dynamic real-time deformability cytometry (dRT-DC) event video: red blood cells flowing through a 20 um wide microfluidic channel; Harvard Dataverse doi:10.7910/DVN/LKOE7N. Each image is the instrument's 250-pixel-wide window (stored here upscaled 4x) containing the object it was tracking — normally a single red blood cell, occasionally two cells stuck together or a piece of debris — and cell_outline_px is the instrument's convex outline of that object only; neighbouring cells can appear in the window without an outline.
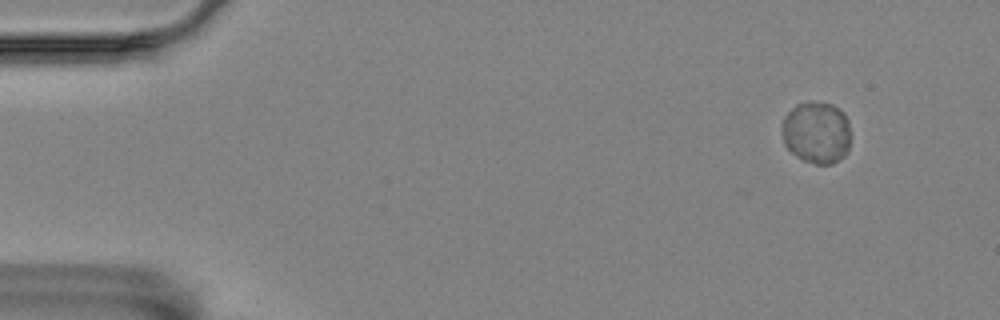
{"species": "Egyptian fruit bat (a non-hibernating species)", "species_latin": "Rousettus aegyptiacus", "temperature_condition": "room temperature", "stored_images_in_passage": 5, "camera_frame_rate_fps": 3000, "um_per_image_px": 0.085, "animal": {"sex": "female"}, "frame": {"image": 1, "passage_image": 2, "time_ms": 0.333, "image_size_px": [1000, 320], "cell_outline_px": [[848, 152], [844, 156], [832, 164], [816, 164], [804, 160], [796, 156], [784, 144], [780, 124], [784, 116], [796, 104], [832, 104], [844, 112], [848, 120]], "centroid_in_image_um": [69.38, 11.29], "position_along_channel_um": 15.6, "area_um2": 24.57}}
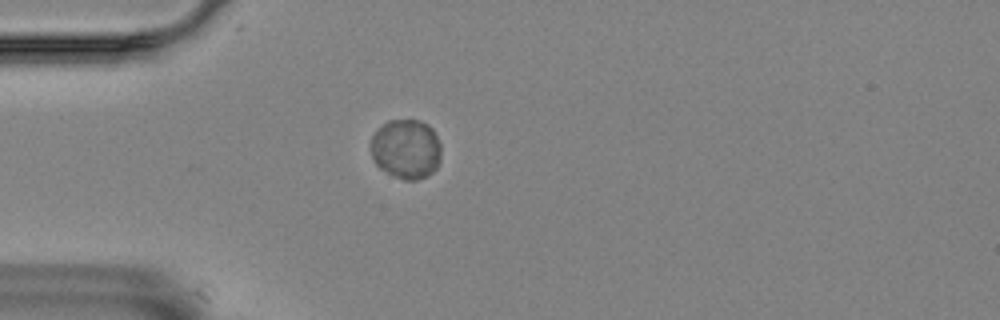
{"frame": {"image": 2, "passage_image": 5, "time_ms": 1.333, "image_size_px": [1000, 320], "cell_outline_px": [[440, 160], [436, 168], [428, 176], [416, 180], [404, 180], [392, 176], [380, 168], [376, 164], [372, 156], [372, 136], [388, 120], [416, 120], [428, 124], [432, 128], [440, 144]], "centroid_in_image_um": [34.53, 12.69], "position_along_channel_um": 50.5, "area_um2": 24.33}}